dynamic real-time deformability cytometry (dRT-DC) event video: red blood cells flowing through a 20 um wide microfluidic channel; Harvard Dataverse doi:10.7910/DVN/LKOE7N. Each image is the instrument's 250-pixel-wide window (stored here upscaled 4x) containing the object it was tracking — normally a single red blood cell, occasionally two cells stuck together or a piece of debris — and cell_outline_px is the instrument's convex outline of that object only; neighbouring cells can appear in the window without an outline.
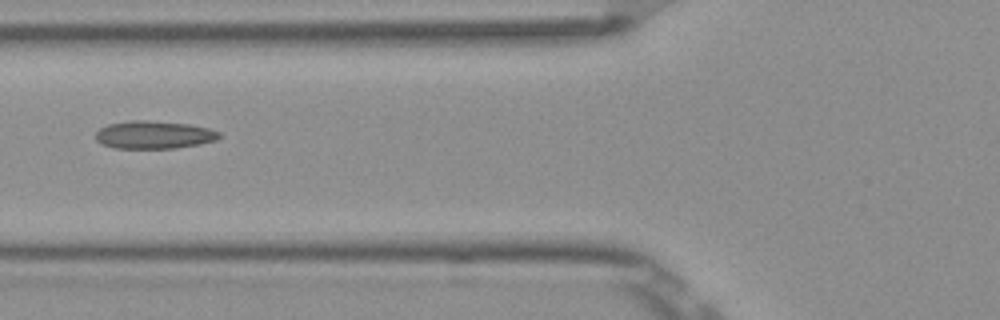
{"species": "Egyptian fruit bat (a non-hibernating species)", "species_latin": "Rousettus aegyptiacus", "temperature_condition": "room temperature", "stored_images_in_passage": 10, "camera_frame_rate_fps": 3000, "um_per_image_px": 0.085, "frame": {"image": 1, "passage_image": 6, "time_ms": 1.667, "image_size_px": [1000, 320], "cell_outline_px": [[220, 136], [216, 140], [200, 144], [176, 148], [116, 148], [100, 144], [96, 140], [96, 132], [100, 128], [108, 124], [132, 120], [148, 120], [188, 124], [208, 128], [220, 132]], "centroid_in_image_um": [13.07, 11.46], "position_along_channel_um": 112.7, "area_um2": 20.06}}
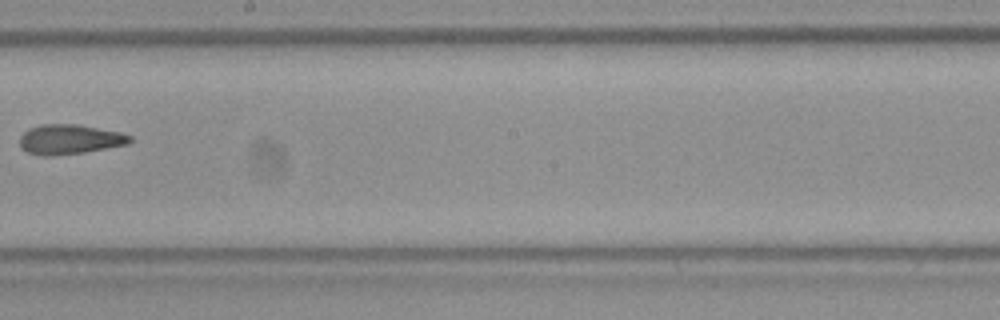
{"frame": {"image": 2, "passage_image": 9, "time_ms": 2.667, "image_size_px": [1000, 320], "cell_outline_px": [[132, 140], [128, 144], [84, 152], [52, 156], [40, 156], [28, 152], [20, 148], [20, 136], [28, 128], [40, 124], [76, 124], [120, 132], [132, 136]], "centroid_in_image_um": [5.89, 11.84], "position_along_channel_um": 242.3, "area_um2": 19.19}}
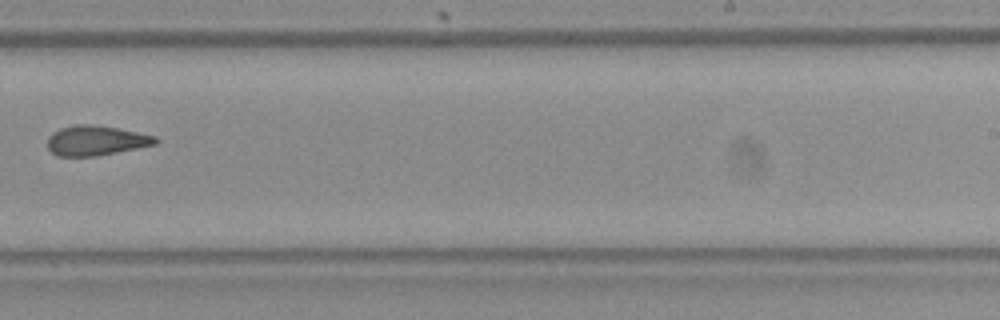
{"frame": {"image": 3, "passage_image": 10, "time_ms": 3.0, "image_size_px": [1000, 320], "cell_outline_px": [[160, 140], [156, 144], [96, 156], [56, 156], [48, 148], [48, 136], [52, 132], [60, 128], [76, 124], [88, 124], [116, 128], [156, 136]], "centroid_in_image_um": [8.13, 11.94], "position_along_channel_um": 280.9, "area_um2": 18.67}}